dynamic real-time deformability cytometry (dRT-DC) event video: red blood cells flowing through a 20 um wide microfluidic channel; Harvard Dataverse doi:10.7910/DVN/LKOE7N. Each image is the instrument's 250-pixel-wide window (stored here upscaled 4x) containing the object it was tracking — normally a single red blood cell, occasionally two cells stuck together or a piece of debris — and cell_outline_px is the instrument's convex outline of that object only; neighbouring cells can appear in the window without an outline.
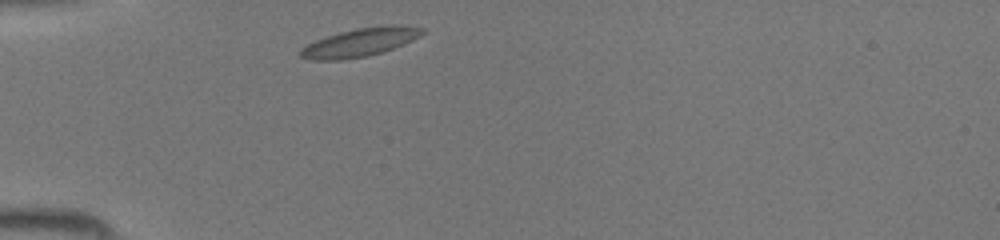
{"species": "common noctule bat (a hibernating species)", "species_latin": "Nyctalus noctula", "temperature_condition": "room temperature", "stored_images_in_passage": 33, "camera_frame_rate_fps": 3000, "um_per_image_px": 0.085, "animal": {"sex": "female", "body_mass_g": 19.5, "forearm_length_mm": 54.1}, "frame": {"image": 1, "passage_image": 1, "time_ms": 0.0, "image_size_px": [1000, 240], "cell_outline_px": [[428, 32], [412, 40], [392, 48], [368, 56], [344, 60], [312, 60], [300, 56], [296, 52], [300, 48], [316, 40], [340, 32], [356, 28], [388, 24], [400, 24], [424, 28]], "centroid_in_image_um": [30.62, 3.58], "position_along_channel_um": 54.4, "area_um2": 20.35}}
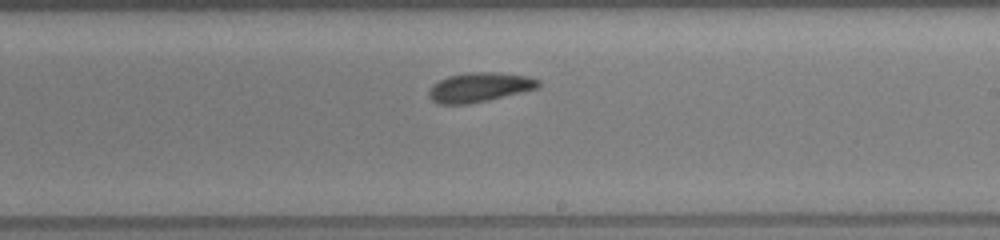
{"frame": {"image": 2, "passage_image": 15, "time_ms": 4.667, "image_size_px": [1000, 240], "cell_outline_px": [[540, 84], [536, 88], [488, 100], [468, 104], [440, 104], [432, 100], [428, 96], [428, 92], [432, 84], [448, 76], [464, 72], [496, 72], [528, 76], [540, 80]], "centroid_in_image_um": [40.71, 7.4], "position_along_channel_um": 248.3, "area_um2": 18.73}}
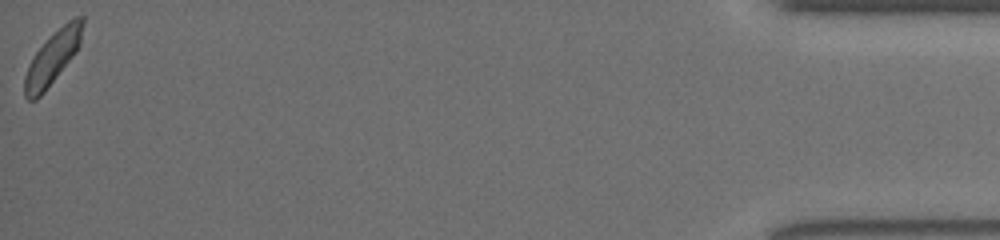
{"frame": {"image": 3, "passage_image": 33, "time_ms": 10.667, "image_size_px": [1000, 240], "cell_outline_px": [[84, 24], [80, 44], [76, 52], [44, 92], [36, 100], [28, 100], [24, 96], [24, 76], [36, 52], [68, 20], [76, 16], [84, 16]], "centroid_in_image_um": [4.49, 4.92], "position_along_channel_um": 430.7, "area_um2": 17.34}}